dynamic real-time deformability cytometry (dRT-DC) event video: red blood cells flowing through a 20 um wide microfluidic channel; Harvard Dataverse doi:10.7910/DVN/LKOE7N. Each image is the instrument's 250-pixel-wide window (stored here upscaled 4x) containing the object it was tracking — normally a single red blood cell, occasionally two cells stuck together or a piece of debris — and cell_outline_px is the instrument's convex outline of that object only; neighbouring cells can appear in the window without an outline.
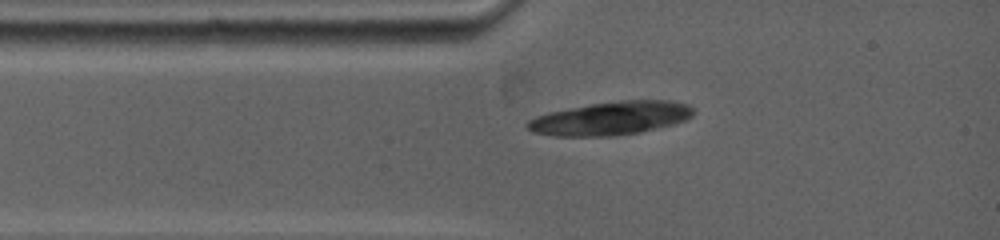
{"species": "common noctule bat (a hibernating species)", "species_latin": "Nyctalus noctula", "temperature_condition": "warm", "stored_images_in_passage": 1, "camera_frame_rate_fps": 5000, "um_per_image_px": 0.085, "animal": {"sex": "female", "body_mass_g": 19.0, "forearm_length_mm": 53.3}, "frame": {"image": 1, "passage_image": 1, "time_ms": 0.0, "image_size_px": [1000, 240], "cell_outline_px": [[696, 112], [692, 116], [676, 124], [640, 132], [616, 136], [556, 136], [532, 132], [524, 128], [524, 124], [528, 120], [536, 116], [548, 112], [592, 104], [620, 100], [672, 100], [688, 104]], "centroid_in_image_um": [51.91, 10.06], "position_along_channel_um": 33.1, "area_um2": 32.6}}